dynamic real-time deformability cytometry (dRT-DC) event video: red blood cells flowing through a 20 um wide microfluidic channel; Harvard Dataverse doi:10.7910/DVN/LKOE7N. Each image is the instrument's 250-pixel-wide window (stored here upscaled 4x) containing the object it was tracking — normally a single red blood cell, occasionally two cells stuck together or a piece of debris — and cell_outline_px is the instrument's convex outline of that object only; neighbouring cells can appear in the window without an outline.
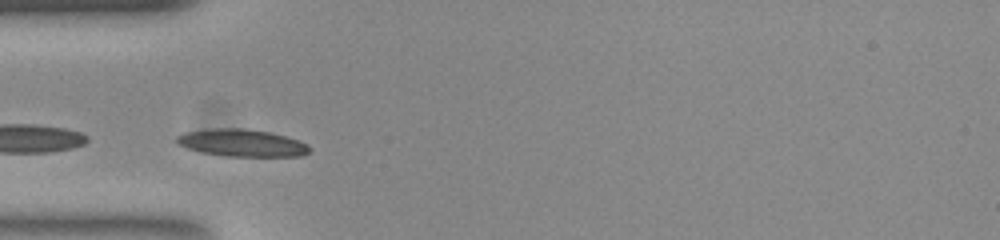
{"species": "common noctule bat (a hibernating species)", "species_latin": "Nyctalus noctula", "temperature_condition": "room temperature", "stored_images_in_passage": 27, "camera_frame_rate_fps": 3000, "um_per_image_px": 0.085, "animal": {"sex": "female", "body_mass_g": 23.0, "forearm_length_mm": 53.4}, "frame": {"image": 1, "passage_image": 7, "time_ms": 2.0, "image_size_px": [1000, 240], "cell_outline_px": [[312, 148], [308, 152], [300, 156], [228, 156], [204, 152], [188, 148], [176, 144], [176, 136], [184, 132], [208, 128], [244, 128], [268, 132], [284, 136], [308, 144]], "centroid_in_image_um": [20.53, 12.13], "position_along_channel_um": 64.5, "area_um2": 20.98}}
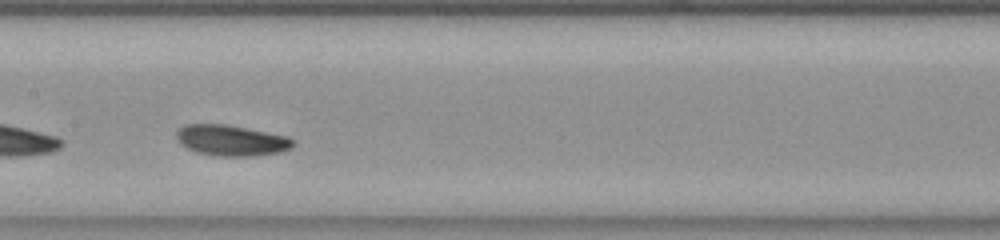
{"frame": {"image": 2, "passage_image": 17, "time_ms": 5.333, "image_size_px": [1000, 240], "cell_outline_px": [[292, 144], [288, 148], [280, 152], [252, 156], [220, 156], [196, 152], [180, 144], [176, 136], [176, 132], [184, 124], [224, 124], [288, 136], [292, 140]], "centroid_in_image_um": [19.61, 11.93], "position_along_channel_um": 187.8, "area_um2": 20.63}}
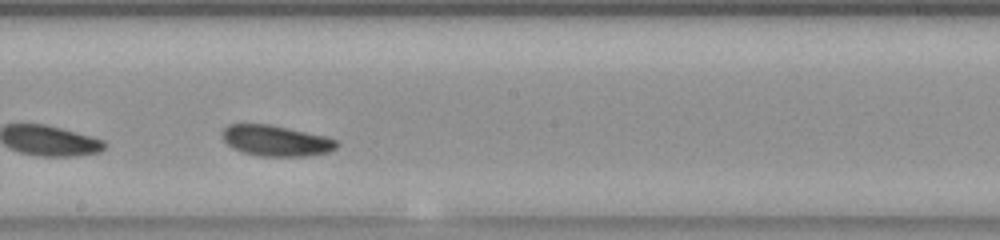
{"frame": {"image": 3, "passage_image": 20, "time_ms": 6.333, "image_size_px": [1000, 240], "cell_outline_px": [[340, 144], [336, 148], [328, 152], [308, 156], [260, 156], [244, 152], [232, 148], [224, 140], [220, 132], [228, 124], [268, 124], [324, 136], [336, 140]], "centroid_in_image_um": [23.44, 11.96], "position_along_channel_um": 224.8, "area_um2": 20.4}}